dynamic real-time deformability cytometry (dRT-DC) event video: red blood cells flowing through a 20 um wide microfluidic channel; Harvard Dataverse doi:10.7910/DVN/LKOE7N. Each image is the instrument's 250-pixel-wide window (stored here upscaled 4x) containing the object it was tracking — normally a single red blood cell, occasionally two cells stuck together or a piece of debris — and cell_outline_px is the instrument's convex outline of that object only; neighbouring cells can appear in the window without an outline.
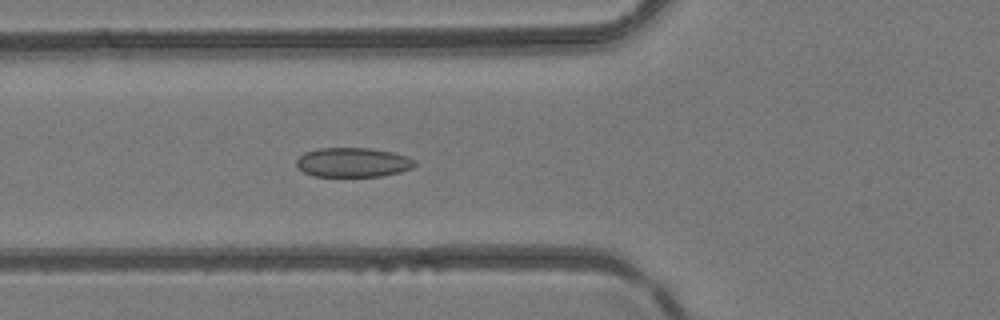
{"species": "common noctule bat (a hibernating species)", "species_latin": "Nyctalus noctula", "temperature_condition": "room temperature", "stored_images_in_passage": 21, "camera_frame_rate_fps": 3000, "um_per_image_px": 0.085, "animal": {"sex": "female", "body_mass_g": 24.6, "forearm_length_mm": 56.2}, "frame": {"image": 1, "passage_image": 7, "time_ms": 2.0, "image_size_px": [1000, 320], "cell_outline_px": [[416, 164], [412, 168], [400, 172], [380, 176], [316, 176], [304, 172], [296, 164], [296, 160], [304, 152], [320, 148], [368, 148], [392, 152], [408, 156], [416, 160]], "centroid_in_image_um": [30.03, 13.79], "position_along_channel_um": 95.8, "area_um2": 20.23}}
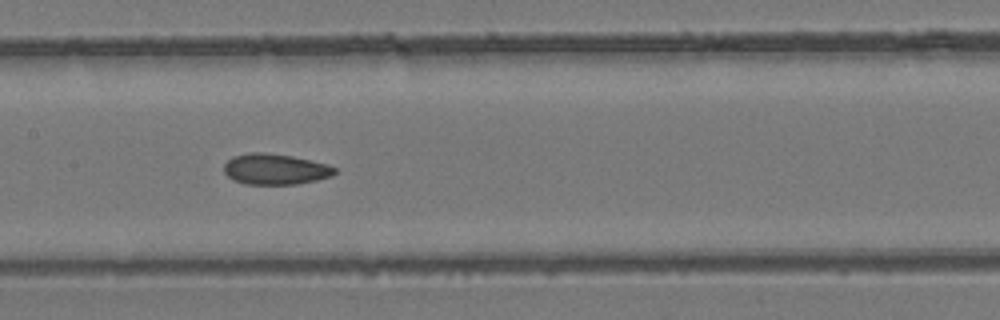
{"frame": {"image": 2, "passage_image": 13, "time_ms": 4.0, "image_size_px": [1000, 320], "cell_outline_px": [[336, 172], [332, 176], [316, 180], [296, 184], [244, 184], [232, 180], [224, 172], [224, 164], [232, 156], [248, 152], [264, 152], [292, 156], [328, 164], [336, 168]], "centroid_in_image_um": [23.37, 14.37], "position_along_channel_um": 184.0, "area_um2": 20.0}}
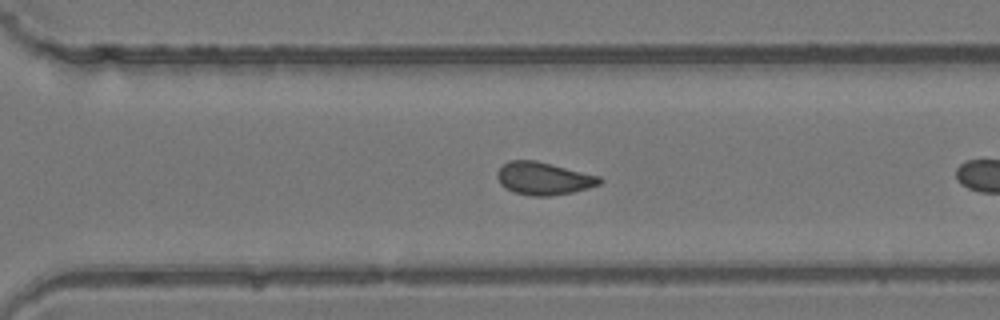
{"frame": {"image": 3, "passage_image": 20, "time_ms": 6.333, "image_size_px": [1000, 320], "cell_outline_px": [[604, 180], [600, 184], [588, 188], [572, 192], [552, 196], [532, 196], [512, 192], [504, 188], [500, 184], [496, 176], [496, 172], [508, 160], [536, 160], [600, 176]], "centroid_in_image_um": [46.19, 15.17], "position_along_channel_um": 324.4, "area_um2": 19.71}}